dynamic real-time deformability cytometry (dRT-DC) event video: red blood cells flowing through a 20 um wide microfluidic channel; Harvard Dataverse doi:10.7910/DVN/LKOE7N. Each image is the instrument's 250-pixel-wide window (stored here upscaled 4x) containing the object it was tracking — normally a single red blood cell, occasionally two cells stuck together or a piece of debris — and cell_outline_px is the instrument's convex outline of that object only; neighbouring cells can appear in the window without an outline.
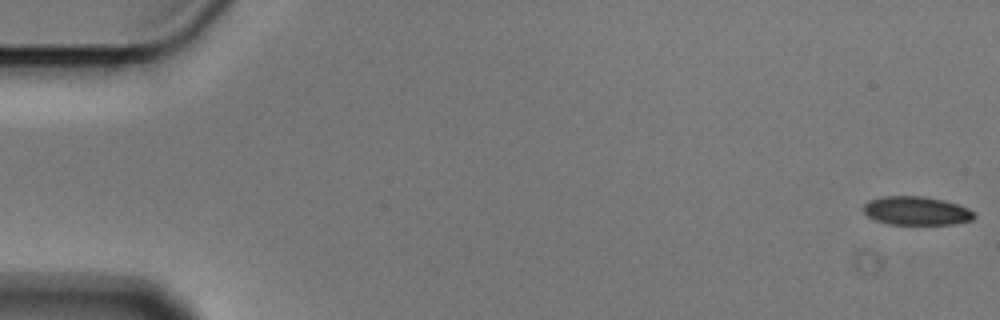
{"species": "Egyptian fruit bat (a non-hibernating species)", "species_latin": "Rousettus aegyptiacus", "temperature_condition": "cold", "stored_images_in_passage": 7, "camera_frame_rate_fps": 3000, "um_per_image_px": 0.085, "animal": {"sex": "male"}, "frame": {"image": 1, "passage_image": 1, "time_ms": 0.0, "image_size_px": [1000, 320], "cell_outline_px": [[976, 216], [972, 220], [956, 224], [888, 224], [876, 220], [868, 216], [864, 212], [864, 204], [868, 200], [880, 196], [924, 196], [944, 200], [968, 208]], "centroid_in_image_um": [77.88, 17.91], "position_along_channel_um": 7.1, "area_um2": 18.5}}
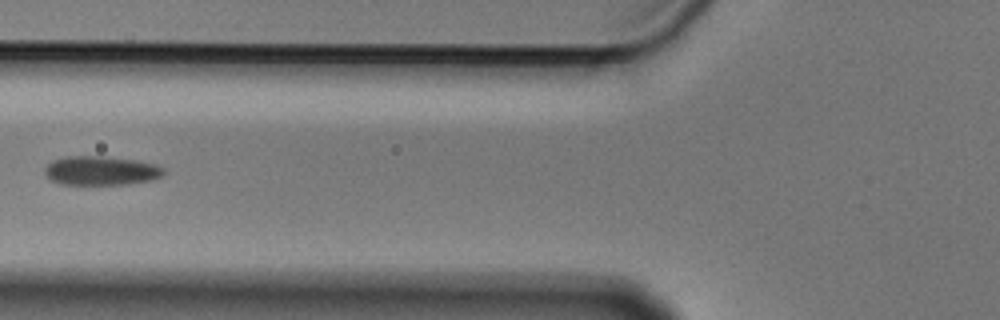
{"frame": {"image": 2, "passage_image": 6, "time_ms": 1.667, "image_size_px": [1000, 320], "cell_outline_px": [[164, 176], [152, 180], [128, 184], [60, 184], [52, 180], [44, 172], [44, 168], [52, 160], [64, 156], [104, 156], [136, 160], [152, 164], [164, 168]], "centroid_in_image_um": [8.58, 14.5], "position_along_channel_um": 117.2, "area_um2": 20.17}}
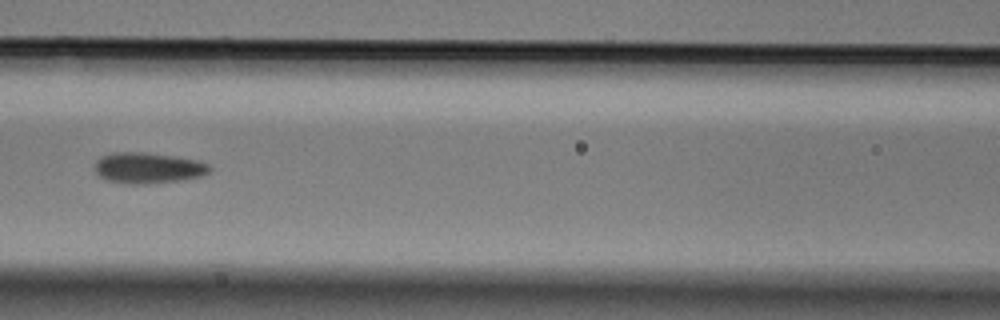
{"frame": {"image": 3, "passage_image": 7, "time_ms": 2.0, "image_size_px": [1000, 320], "cell_outline_px": [[212, 168], [208, 172], [200, 176], [180, 180], [144, 184], [128, 184], [108, 180], [100, 176], [96, 172], [96, 160], [100, 156], [112, 152], [144, 152], [176, 156], [200, 160], [208, 164]], "centroid_in_image_um": [12.59, 14.26], "position_along_channel_um": 154.0, "area_um2": 20.69}}